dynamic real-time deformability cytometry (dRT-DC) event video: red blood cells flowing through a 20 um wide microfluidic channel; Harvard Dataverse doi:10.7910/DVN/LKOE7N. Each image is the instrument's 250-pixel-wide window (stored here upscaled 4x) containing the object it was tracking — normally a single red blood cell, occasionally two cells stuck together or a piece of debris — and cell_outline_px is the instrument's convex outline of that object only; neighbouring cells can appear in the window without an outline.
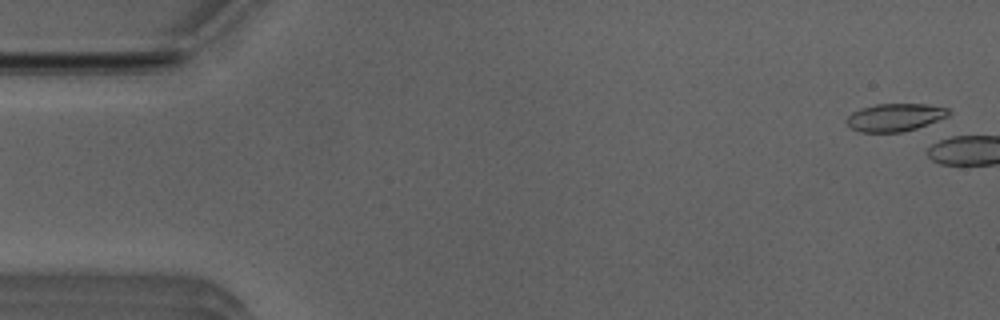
{"species": "Egyptian fruit bat (a non-hibernating species)", "species_latin": "Rousettus aegyptiacus", "temperature_condition": "room temperature", "stored_images_in_passage": 4, "camera_frame_rate_fps": 3000, "um_per_image_px": 0.085, "animal": {"sex": "male"}, "frame": {"image": 1, "passage_image": 2, "time_ms": 0.333, "image_size_px": [1000, 320], "cell_outline_px": [[952, 112], [948, 116], [916, 128], [900, 132], [860, 132], [852, 128], [844, 120], [852, 112], [860, 108], [876, 104], [924, 104], [948, 108]], "centroid_in_image_um": [76.05, 9.97], "position_along_channel_um": 8.9, "area_um2": 16.42}}